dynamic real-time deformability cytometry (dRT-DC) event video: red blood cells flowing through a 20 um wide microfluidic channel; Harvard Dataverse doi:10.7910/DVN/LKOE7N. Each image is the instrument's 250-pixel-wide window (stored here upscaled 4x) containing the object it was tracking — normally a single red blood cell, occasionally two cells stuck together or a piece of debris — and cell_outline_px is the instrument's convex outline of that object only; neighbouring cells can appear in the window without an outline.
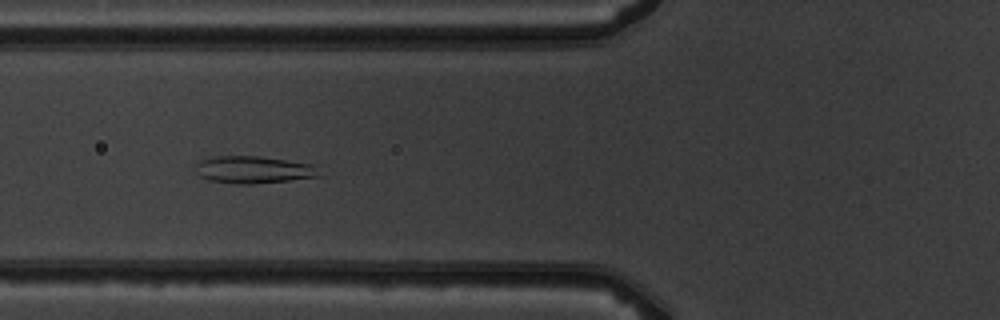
{"species": "common noctule bat (a hibernating species)", "species_latin": "Nyctalus noctula", "temperature_condition": "warm", "stored_images_in_passage": 6, "camera_frame_rate_fps": 3000, "um_per_image_px": 0.085, "animal": {"sex": "male", "body_mass_g": 19.5, "forearm_length_mm": 54.6}, "frame": {"image": 1, "passage_image": 5, "time_ms": 6.333, "image_size_px": [1000, 320], "cell_outline_px": [[320, 176], [288, 180], [252, 184], [236, 184], [208, 180], [200, 176], [196, 172], [196, 160], [216, 156], [260, 156], [320, 164]], "centroid_in_image_um": [21.59, 14.41], "position_along_channel_um": 104.2, "area_um2": 20.11}}